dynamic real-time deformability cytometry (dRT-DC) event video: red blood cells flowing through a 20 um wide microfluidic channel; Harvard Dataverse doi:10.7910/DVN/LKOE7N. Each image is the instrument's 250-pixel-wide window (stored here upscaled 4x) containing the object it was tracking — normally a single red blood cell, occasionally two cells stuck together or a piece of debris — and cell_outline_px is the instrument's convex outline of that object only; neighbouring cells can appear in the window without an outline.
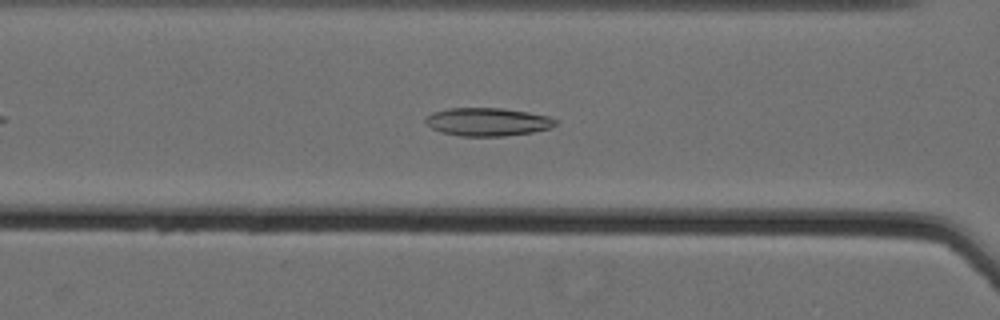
{"species": "Egyptian fruit bat (a non-hibernating species)", "species_latin": "Rousettus aegyptiacus", "temperature_condition": "cold", "stored_images_in_passage": 43, "camera_frame_rate_fps": 3000, "um_per_image_px": 0.085, "animal": {"sex": "female"}, "frame": {"image": 1, "passage_image": 12, "time_ms": 3.667, "image_size_px": [1000, 320], "cell_outline_px": [[560, 120], [552, 128], [532, 132], [504, 136], [460, 136], [440, 132], [424, 124], [424, 116], [432, 112], [448, 108], [504, 108], [528, 112], [548, 116]], "centroid_in_image_um": [41.42, 10.35], "position_along_channel_um": 125.2, "area_um2": 21.68}}
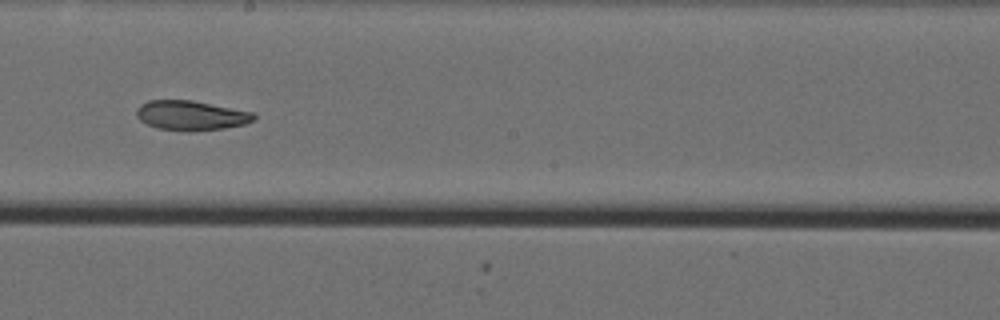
{"frame": {"image": 2, "passage_image": 21, "time_ms": 6.667, "image_size_px": [1000, 320], "cell_outline_px": [[256, 120], [244, 124], [224, 128], [156, 128], [140, 120], [136, 116], [136, 108], [140, 104], [148, 100], [192, 100], [256, 112]], "centroid_in_image_um": [16.27, 9.75], "position_along_channel_um": 231.9, "area_um2": 19.65}}
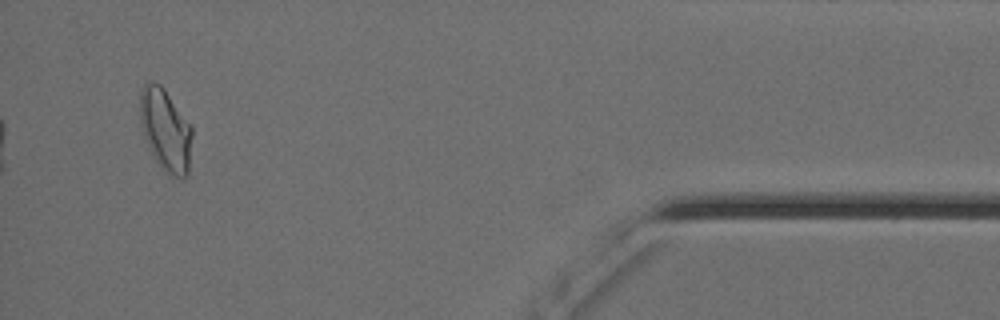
{"frame": {"image": 3, "passage_image": 41, "time_ms": 13.333, "image_size_px": [1000, 320], "cell_outline_px": [[192, 136], [188, 176], [168, 176], [160, 168], [148, 148], [144, 136], [140, 120], [140, 88], [144, 84], [160, 84], [164, 88], [192, 124]], "centroid_in_image_um": [14.08, 11.07], "position_along_channel_um": 421.1, "area_um2": 25.26}, "authors_computed_cell_mechanics": {"area_um2": 21.6172, "velocity_mm_per_s": 3.563, "shape_relaxation_time_tau1_ms": 6.9596, "shape_relaxation_time_tau2_ms": 4.0086, "deformation_change_tau1": 0.1841, "deformation_change_tau2": 0.1108}}